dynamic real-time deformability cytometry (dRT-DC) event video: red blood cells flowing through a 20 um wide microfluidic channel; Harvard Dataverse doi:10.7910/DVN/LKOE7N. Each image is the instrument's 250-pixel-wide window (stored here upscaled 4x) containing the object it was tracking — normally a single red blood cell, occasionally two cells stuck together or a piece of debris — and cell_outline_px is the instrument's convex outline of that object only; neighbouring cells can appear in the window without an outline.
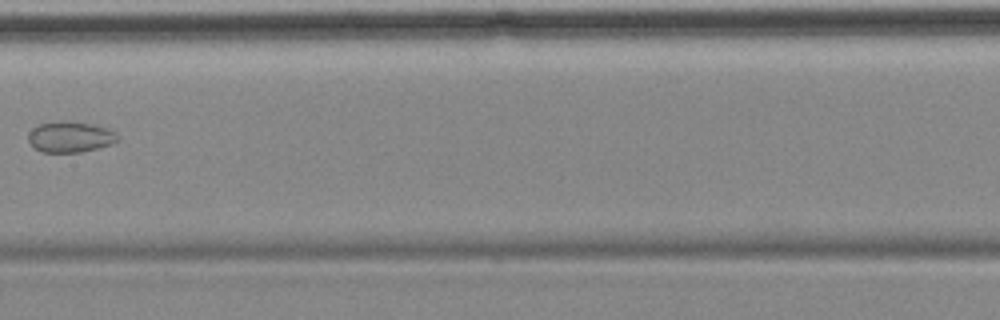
{"species": "common noctule bat (a hibernating species)", "species_latin": "Nyctalus noctula", "temperature_condition": "cold", "stored_images_in_passage": 7, "camera_frame_rate_fps": 3000, "um_per_image_px": 0.085, "animal": {"sex": "female", "body_mass_g": 18.4}, "frame": {"image": 1, "passage_image": 7, "time_ms": 8.0, "image_size_px": [1000, 320], "cell_outline_px": [[120, 140], [112, 144], [80, 152], [40, 152], [32, 148], [28, 140], [28, 132], [36, 124], [60, 120], [92, 124], [116, 132]], "centroid_in_image_um": [5.91, 11.63], "position_along_channel_um": 201.5, "area_um2": 16.3}}